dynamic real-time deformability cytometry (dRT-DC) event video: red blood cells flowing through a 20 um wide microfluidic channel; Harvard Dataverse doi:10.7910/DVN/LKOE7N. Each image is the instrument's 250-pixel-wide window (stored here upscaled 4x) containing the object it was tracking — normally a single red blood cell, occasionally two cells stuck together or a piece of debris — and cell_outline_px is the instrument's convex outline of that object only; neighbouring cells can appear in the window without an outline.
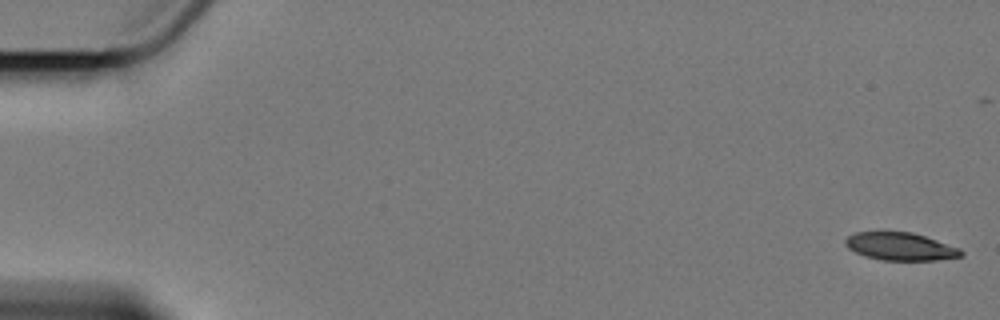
{"species": "Egyptian fruit bat (a non-hibernating species)", "species_latin": "Rousettus aegyptiacus", "temperature_condition": "cold", "stored_images_in_passage": 6, "camera_frame_rate_fps": 3000, "um_per_image_px": 0.085, "animal": {"sex": "female"}, "frame": {"image": 1, "passage_image": 1, "time_ms": 0.0, "image_size_px": [1000, 320], "cell_outline_px": [[964, 256], [936, 260], [884, 260], [864, 256], [848, 248], [844, 244], [844, 240], [848, 236], [856, 232], [912, 232], [960, 248], [964, 252]], "centroid_in_image_um": [76.54, 20.95], "position_along_channel_um": 8.5, "area_um2": 18.67}}
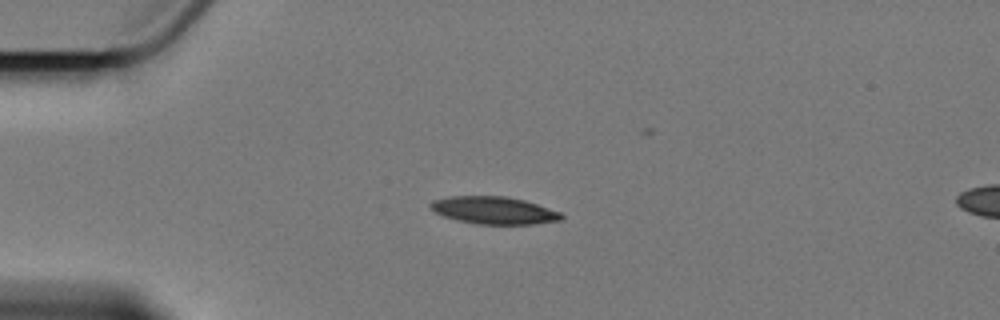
{"frame": {"image": 2, "passage_image": 5, "time_ms": 4.667, "image_size_px": [1000, 320], "cell_outline_px": [[564, 216], [560, 220], [532, 224], [476, 224], [456, 220], [444, 216], [436, 212], [428, 204], [432, 200], [448, 196], [504, 196], [524, 200], [564, 212]], "centroid_in_image_um": [42.0, 17.87], "position_along_channel_um": 43.0, "area_um2": 21.04}}